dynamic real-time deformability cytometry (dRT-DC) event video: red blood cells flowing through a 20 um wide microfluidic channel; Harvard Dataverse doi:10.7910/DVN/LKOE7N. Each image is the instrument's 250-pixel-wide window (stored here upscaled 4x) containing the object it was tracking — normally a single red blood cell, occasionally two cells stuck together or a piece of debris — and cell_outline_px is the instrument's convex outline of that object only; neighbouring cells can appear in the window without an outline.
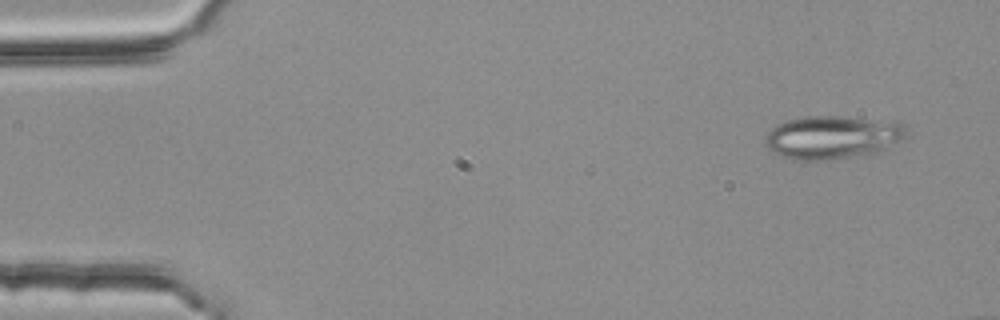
{"species": "common noctule bat (a hibernating species)", "species_latin": "Nyctalus noctula", "temperature_condition": "room temperature", "stored_images_in_passage": 4, "camera_frame_rate_fps": 3000, "um_per_image_px": 0.085, "animal": {"sex": "female", "body_mass_g": 25.1}, "frame": {"image": 1, "passage_image": 1, "time_ms": 0.0, "image_size_px": [1000, 320], "cell_outline_px": [[908, 132], [904, 140], [880, 152], [828, 160], [792, 160], [768, 148], [764, 144], [764, 136], [776, 124], [788, 120], [804, 116], [836, 116], [900, 120], [904, 124]], "centroid_in_image_um": [70.84, 11.65], "position_along_channel_um": 14.2, "area_um2": 36.3}}